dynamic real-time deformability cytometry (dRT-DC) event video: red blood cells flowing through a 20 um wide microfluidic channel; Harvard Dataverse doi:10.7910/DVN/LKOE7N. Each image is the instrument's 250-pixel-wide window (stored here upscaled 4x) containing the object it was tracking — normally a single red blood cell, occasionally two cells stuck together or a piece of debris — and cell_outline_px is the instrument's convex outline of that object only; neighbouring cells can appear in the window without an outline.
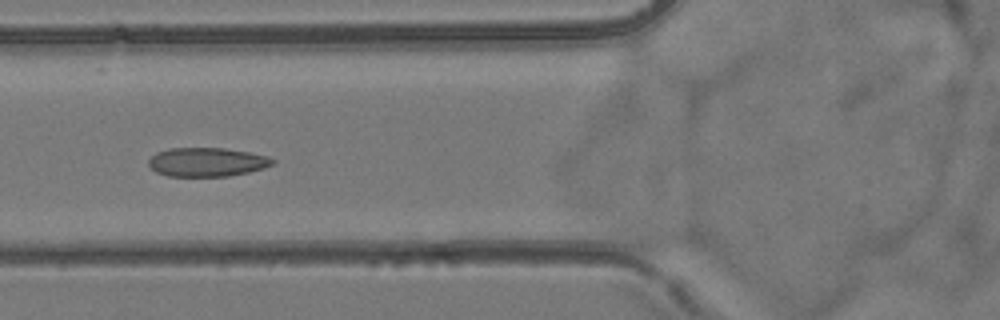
{"species": "common noctule bat (a hibernating species)", "species_latin": "Nyctalus noctula", "temperature_condition": "room temperature", "stored_images_in_passage": 8, "camera_frame_rate_fps": 3000, "um_per_image_px": 0.085, "animal": {"sex": "female", "body_mass_g": 24.6, "forearm_length_mm": 56.2}, "frame": {"image": 1, "passage_image": 6, "time_ms": 5.667, "image_size_px": [1000, 320], "cell_outline_px": [[276, 160], [272, 164], [264, 168], [248, 172], [228, 176], [168, 176], [156, 172], [148, 164], [148, 160], [156, 152], [168, 148], [224, 148], [248, 152], [268, 156]], "centroid_in_image_um": [17.58, 13.77], "position_along_channel_um": 108.2, "area_um2": 20.87}}
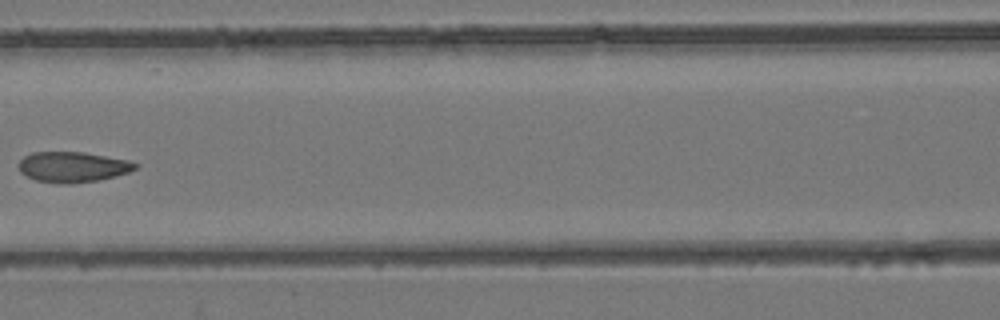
{"frame": {"image": 2, "passage_image": 7, "time_ms": 7.0, "image_size_px": [1000, 320], "cell_outline_px": [[140, 164], [136, 168], [128, 172], [96, 180], [72, 184], [60, 184], [36, 180], [20, 172], [16, 164], [24, 156], [32, 152], [84, 152], [128, 160]], "centroid_in_image_um": [6.14, 14.18], "position_along_channel_um": 160.5, "area_um2": 20.69}}
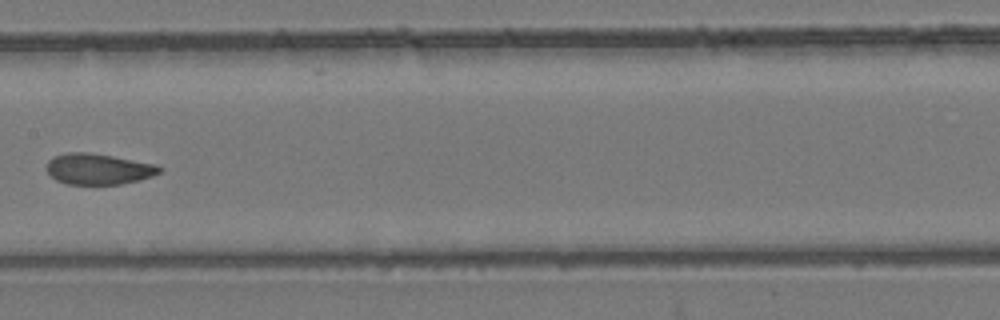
{"frame": {"image": 3, "passage_image": 8, "time_ms": 8.0, "image_size_px": [1000, 320], "cell_outline_px": [[164, 168], [160, 172], [152, 176], [140, 180], [120, 184], [68, 184], [56, 180], [48, 172], [48, 160], [52, 156], [68, 152], [88, 152], [112, 156], [156, 164]], "centroid_in_image_um": [8.38, 14.36], "position_along_channel_um": 199.0, "area_um2": 20.29}}